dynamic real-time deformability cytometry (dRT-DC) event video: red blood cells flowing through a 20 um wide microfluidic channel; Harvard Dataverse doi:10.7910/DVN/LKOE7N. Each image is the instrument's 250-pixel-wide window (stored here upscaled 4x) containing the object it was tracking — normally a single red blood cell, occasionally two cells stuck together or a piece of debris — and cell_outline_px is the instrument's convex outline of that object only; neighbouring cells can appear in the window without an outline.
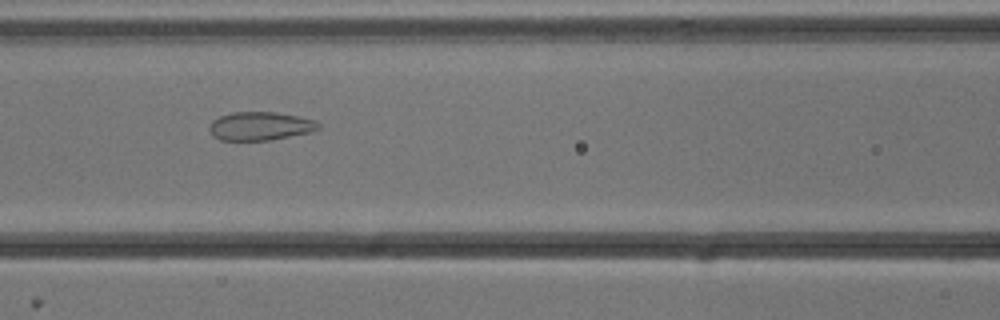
{"species": "common noctule bat (a hibernating species)", "species_latin": "Nyctalus noctula", "temperature_condition": "cold", "stored_images_in_passage": 53, "camera_frame_rate_fps": 3000, "um_per_image_px": 0.085, "animal": {"sex": "male", "body_mass_g": 13.3}, "frame": {"image": 1, "passage_image": 23, "time_ms": 7.333, "image_size_px": [1000, 320], "cell_outline_px": [[320, 128], [312, 132], [272, 140], [220, 140], [212, 136], [208, 128], [212, 120], [220, 116], [232, 112], [276, 112], [300, 116], [316, 120], [320, 124]], "centroid_in_image_um": [22.13, 10.72], "position_along_channel_um": 144.5, "area_um2": 18.38}}
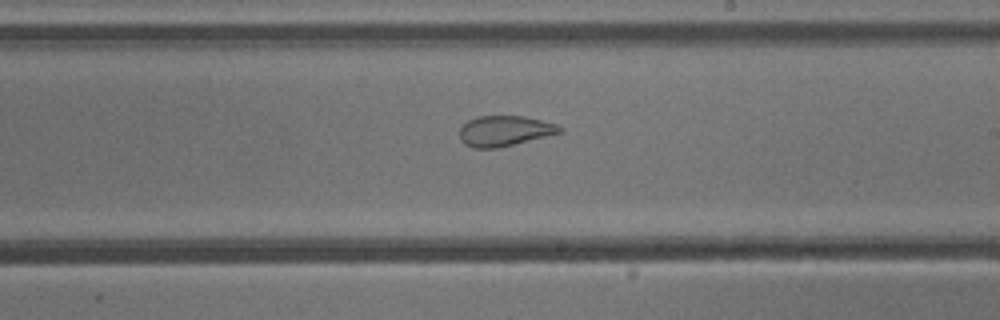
{"frame": {"image": 2, "passage_image": 31, "time_ms": 10.0, "image_size_px": [1000, 320], "cell_outline_px": [[564, 132], [496, 148], [472, 148], [464, 144], [460, 140], [460, 128], [468, 120], [476, 116], [524, 116], [556, 124], [564, 128]], "centroid_in_image_um": [42.88, 11.12], "position_along_channel_um": 246.1, "area_um2": 17.74}}
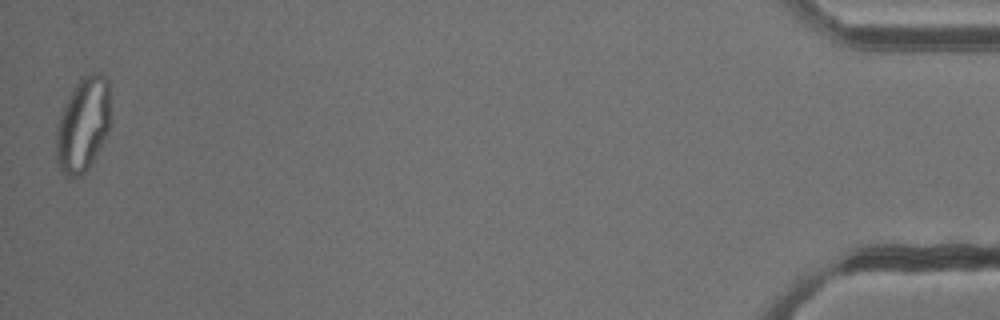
{"frame": {"image": 3, "passage_image": 53, "time_ms": 17.333, "image_size_px": [1000, 320], "cell_outline_px": [[108, 128], [88, 168], [80, 176], [72, 180], [68, 180], [64, 176], [56, 160], [56, 128], [64, 104], [72, 88], [84, 76], [92, 72], [100, 72], [108, 76]], "centroid_in_image_um": [7.0, 10.6], "position_along_channel_um": 428.2, "area_um2": 29.59}}